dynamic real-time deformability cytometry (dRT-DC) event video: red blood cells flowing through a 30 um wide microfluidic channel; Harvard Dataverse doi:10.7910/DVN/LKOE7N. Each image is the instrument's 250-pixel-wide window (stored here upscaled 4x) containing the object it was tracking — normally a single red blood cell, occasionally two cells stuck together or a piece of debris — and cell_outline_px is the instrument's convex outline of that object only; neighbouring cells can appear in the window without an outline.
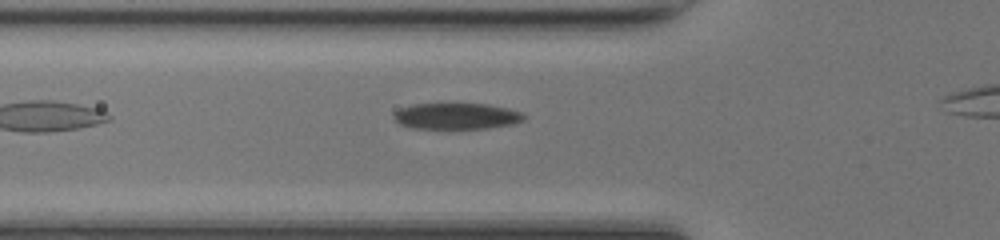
{"species": "common noctule bat (a hibernating species)", "species_latin": "Nyctalus noctula", "temperature_condition": "room temperature", "stored_images_in_passage": 27, "camera_frame_rate_fps": 3000, "um_per_image_px": 0.085, "animal": {"sex": "female", "body_mass_g": 17.0, "forearm_length_mm": 48.0}, "frame": {"image": 1, "passage_image": 2, "time_ms": 0.333, "image_size_px": [1000, 240], "cell_outline_px": [[524, 120], [516, 124], [488, 128], [412, 128], [400, 124], [392, 116], [400, 108], [412, 104], [488, 104], [508, 108], [520, 112], [524, 116]], "centroid_in_image_um": [38.82, 9.87], "position_along_channel_um": 87.0, "area_um2": 19.77}}
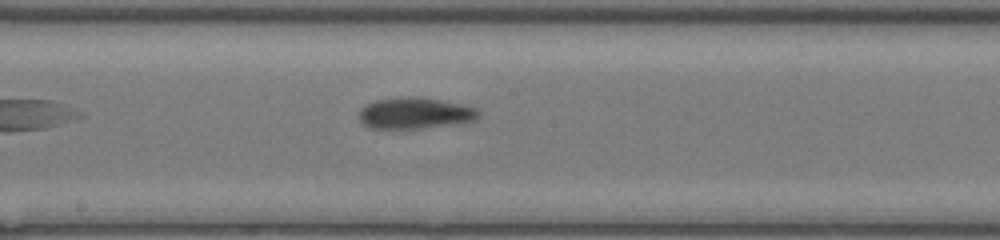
{"frame": {"image": 2, "passage_image": 11, "time_ms": 3.333, "image_size_px": [1000, 240], "cell_outline_px": [[480, 112], [476, 120], [420, 128], [372, 128], [364, 124], [360, 120], [360, 112], [368, 104], [376, 100], [440, 100], [476, 108]], "centroid_in_image_um": [35.3, 9.67], "position_along_channel_um": 212.9, "area_um2": 20.11}}
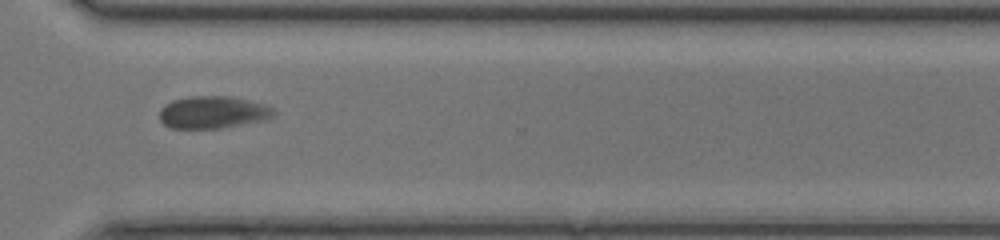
{"frame": {"image": 3, "passage_image": 21, "time_ms": 6.667, "image_size_px": [1000, 240], "cell_outline_px": [[276, 112], [272, 116], [240, 124], [220, 128], [172, 128], [164, 124], [160, 120], [160, 112], [172, 100], [192, 96], [228, 96], [248, 100], [272, 108]], "centroid_in_image_um": [18.04, 9.54], "position_along_channel_um": 352.6, "area_um2": 20.75}}